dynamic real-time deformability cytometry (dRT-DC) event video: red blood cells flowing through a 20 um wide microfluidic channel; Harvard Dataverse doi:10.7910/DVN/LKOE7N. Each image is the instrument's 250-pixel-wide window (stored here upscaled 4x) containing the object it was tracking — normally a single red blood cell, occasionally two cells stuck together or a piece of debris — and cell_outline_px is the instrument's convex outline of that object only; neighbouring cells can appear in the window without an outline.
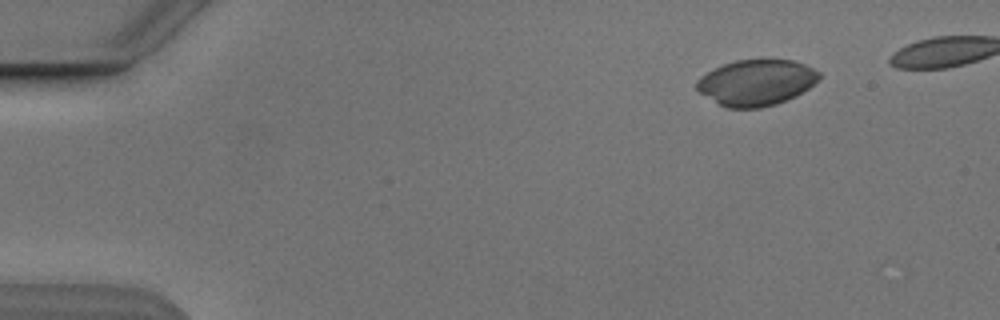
{"species": "Egyptian fruit bat (a non-hibernating species)", "species_latin": "Rousettus aegyptiacus", "temperature_condition": "cold", "stored_images_in_passage": 5, "camera_frame_rate_fps": 3000, "um_per_image_px": 0.085, "animal": {"sex": "male"}, "frame": {"image": 1, "passage_image": 1, "time_ms": 0.0, "image_size_px": [1000, 320], "cell_outline_px": [[820, 76], [808, 88], [796, 96], [776, 104], [760, 108], [728, 108], [720, 104], [700, 92], [696, 88], [696, 80], [700, 76], [724, 64], [736, 60], [792, 60], [804, 64], [820, 72]], "centroid_in_image_um": [64.28, 7.02], "position_along_channel_um": 20.7, "area_um2": 32.37}}